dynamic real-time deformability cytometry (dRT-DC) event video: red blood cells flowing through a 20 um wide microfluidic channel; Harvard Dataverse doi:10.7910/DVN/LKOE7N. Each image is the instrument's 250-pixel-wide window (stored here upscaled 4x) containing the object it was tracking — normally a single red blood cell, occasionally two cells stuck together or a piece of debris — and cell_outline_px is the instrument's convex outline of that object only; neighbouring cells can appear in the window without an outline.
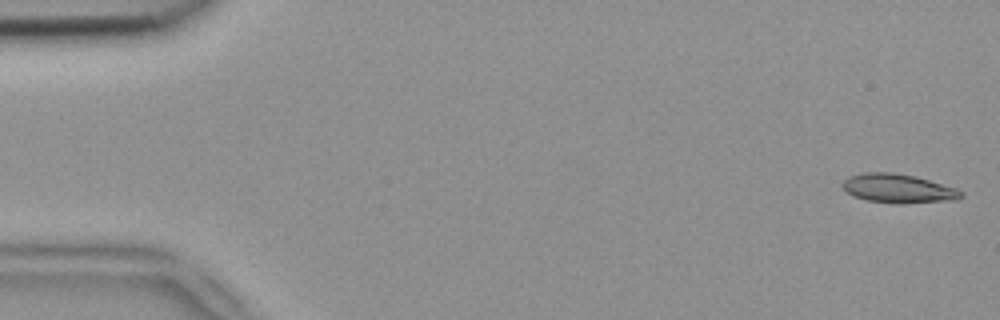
{"species": "common noctule bat (a hibernating species)", "species_latin": "Nyctalus noctula", "temperature_condition": "room temperature", "stored_images_in_passage": 5, "camera_frame_rate_fps": 3000, "um_per_image_px": 0.085, "animal": {"sex": "female", "body_mass_g": 18.4}, "frame": {"image": 1, "passage_image": 1, "time_ms": 0.0, "image_size_px": [1000, 320], "cell_outline_px": [[964, 196], [960, 200], [904, 204], [900, 204], [868, 200], [852, 196], [840, 184], [848, 176], [860, 172], [892, 172], [916, 176], [956, 188], [964, 192]], "centroid_in_image_um": [76.38, 16.02], "position_along_channel_um": 8.6, "area_um2": 20.4}}
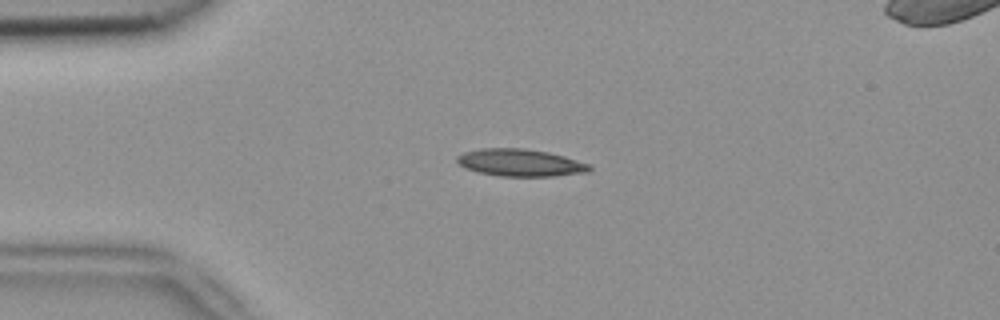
{"frame": {"image": 2, "passage_image": 3, "time_ms": 0.667, "image_size_px": [1000, 320], "cell_outline_px": [[592, 168], [588, 172], [552, 176], [500, 176], [476, 172], [464, 168], [456, 160], [456, 156], [464, 152], [480, 148], [524, 148], [548, 152], [564, 156], [592, 164]], "centroid_in_image_um": [44.22, 13.82], "position_along_channel_um": 40.8, "area_um2": 21.21}}